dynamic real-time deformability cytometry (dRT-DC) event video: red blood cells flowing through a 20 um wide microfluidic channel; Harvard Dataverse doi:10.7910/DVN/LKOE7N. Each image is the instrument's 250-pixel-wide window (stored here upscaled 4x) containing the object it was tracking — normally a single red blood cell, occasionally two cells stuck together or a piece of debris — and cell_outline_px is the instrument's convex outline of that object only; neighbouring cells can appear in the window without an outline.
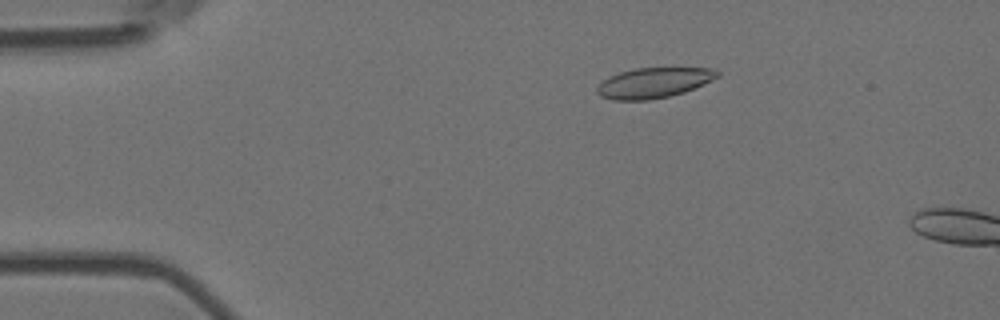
{"species": "Egyptian fruit bat (a non-hibernating species)", "species_latin": "Rousettus aegyptiacus", "temperature_condition": "room temperature", "stored_images_in_passage": 13, "camera_frame_rate_fps": 3000, "um_per_image_px": 0.085, "animal": {"sex": "female"}, "frame": {"image": 1, "passage_image": 10, "time_ms": 3.0, "image_size_px": [1000, 320], "cell_outline_px": [[720, 76], [684, 92], [668, 96], [648, 100], [612, 100], [600, 96], [596, 92], [596, 88], [608, 76], [620, 72], [636, 68], [716, 68], [720, 72]], "centroid_in_image_um": [55.55, 7.03], "position_along_channel_um": 29.4, "area_um2": 21.15}}